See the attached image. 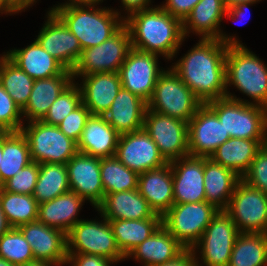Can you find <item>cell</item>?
<instances>
[{
	"label": "cell",
	"mask_w": 267,
	"mask_h": 266,
	"mask_svg": "<svg viewBox=\"0 0 267 266\" xmlns=\"http://www.w3.org/2000/svg\"><path fill=\"white\" fill-rule=\"evenodd\" d=\"M2 153L1 187L5 181L32 162L28 142L21 131L5 132L2 135Z\"/></svg>",
	"instance_id": "obj_34"
},
{
	"label": "cell",
	"mask_w": 267,
	"mask_h": 266,
	"mask_svg": "<svg viewBox=\"0 0 267 266\" xmlns=\"http://www.w3.org/2000/svg\"><path fill=\"white\" fill-rule=\"evenodd\" d=\"M133 49L172 59L184 41L183 23L161 6L135 12L124 18Z\"/></svg>",
	"instance_id": "obj_2"
},
{
	"label": "cell",
	"mask_w": 267,
	"mask_h": 266,
	"mask_svg": "<svg viewBox=\"0 0 267 266\" xmlns=\"http://www.w3.org/2000/svg\"><path fill=\"white\" fill-rule=\"evenodd\" d=\"M202 104L170 68L159 76L148 109L188 123Z\"/></svg>",
	"instance_id": "obj_6"
},
{
	"label": "cell",
	"mask_w": 267,
	"mask_h": 266,
	"mask_svg": "<svg viewBox=\"0 0 267 266\" xmlns=\"http://www.w3.org/2000/svg\"><path fill=\"white\" fill-rule=\"evenodd\" d=\"M225 212L240 233L267 234V194L240 180Z\"/></svg>",
	"instance_id": "obj_11"
},
{
	"label": "cell",
	"mask_w": 267,
	"mask_h": 266,
	"mask_svg": "<svg viewBox=\"0 0 267 266\" xmlns=\"http://www.w3.org/2000/svg\"><path fill=\"white\" fill-rule=\"evenodd\" d=\"M196 251L193 249H185L180 255L168 262L156 266H201L195 257Z\"/></svg>",
	"instance_id": "obj_48"
},
{
	"label": "cell",
	"mask_w": 267,
	"mask_h": 266,
	"mask_svg": "<svg viewBox=\"0 0 267 266\" xmlns=\"http://www.w3.org/2000/svg\"><path fill=\"white\" fill-rule=\"evenodd\" d=\"M119 136L104 116L91 115L77 142V150L98 158L112 157L115 156Z\"/></svg>",
	"instance_id": "obj_26"
},
{
	"label": "cell",
	"mask_w": 267,
	"mask_h": 266,
	"mask_svg": "<svg viewBox=\"0 0 267 266\" xmlns=\"http://www.w3.org/2000/svg\"><path fill=\"white\" fill-rule=\"evenodd\" d=\"M0 206L11 228L38 218V203L32 195L11 193L0 188Z\"/></svg>",
	"instance_id": "obj_38"
},
{
	"label": "cell",
	"mask_w": 267,
	"mask_h": 266,
	"mask_svg": "<svg viewBox=\"0 0 267 266\" xmlns=\"http://www.w3.org/2000/svg\"><path fill=\"white\" fill-rule=\"evenodd\" d=\"M2 136L0 137V163H1V160H2ZM0 188H1V172H0Z\"/></svg>",
	"instance_id": "obj_56"
},
{
	"label": "cell",
	"mask_w": 267,
	"mask_h": 266,
	"mask_svg": "<svg viewBox=\"0 0 267 266\" xmlns=\"http://www.w3.org/2000/svg\"><path fill=\"white\" fill-rule=\"evenodd\" d=\"M10 228L11 226L8 224L0 206V236L6 233Z\"/></svg>",
	"instance_id": "obj_52"
},
{
	"label": "cell",
	"mask_w": 267,
	"mask_h": 266,
	"mask_svg": "<svg viewBox=\"0 0 267 266\" xmlns=\"http://www.w3.org/2000/svg\"><path fill=\"white\" fill-rule=\"evenodd\" d=\"M157 56V54L145 53L132 48L118 72L122 88L129 90L147 103L153 96L159 76L165 71L159 69Z\"/></svg>",
	"instance_id": "obj_14"
},
{
	"label": "cell",
	"mask_w": 267,
	"mask_h": 266,
	"mask_svg": "<svg viewBox=\"0 0 267 266\" xmlns=\"http://www.w3.org/2000/svg\"><path fill=\"white\" fill-rule=\"evenodd\" d=\"M0 266H15V265L10 264V263L7 262L6 260L0 258Z\"/></svg>",
	"instance_id": "obj_57"
},
{
	"label": "cell",
	"mask_w": 267,
	"mask_h": 266,
	"mask_svg": "<svg viewBox=\"0 0 267 266\" xmlns=\"http://www.w3.org/2000/svg\"><path fill=\"white\" fill-rule=\"evenodd\" d=\"M82 103L91 115L103 116L122 88L119 73H96L81 76Z\"/></svg>",
	"instance_id": "obj_23"
},
{
	"label": "cell",
	"mask_w": 267,
	"mask_h": 266,
	"mask_svg": "<svg viewBox=\"0 0 267 266\" xmlns=\"http://www.w3.org/2000/svg\"><path fill=\"white\" fill-rule=\"evenodd\" d=\"M228 45L201 39L174 66L173 71L203 103L226 97L225 58Z\"/></svg>",
	"instance_id": "obj_1"
},
{
	"label": "cell",
	"mask_w": 267,
	"mask_h": 266,
	"mask_svg": "<svg viewBox=\"0 0 267 266\" xmlns=\"http://www.w3.org/2000/svg\"><path fill=\"white\" fill-rule=\"evenodd\" d=\"M57 266V264L49 263V262H44V261H38L34 260L32 262H28L26 264L20 265V266Z\"/></svg>",
	"instance_id": "obj_54"
},
{
	"label": "cell",
	"mask_w": 267,
	"mask_h": 266,
	"mask_svg": "<svg viewBox=\"0 0 267 266\" xmlns=\"http://www.w3.org/2000/svg\"><path fill=\"white\" fill-rule=\"evenodd\" d=\"M70 191L97 208L104 199L100 158L77 152L67 163Z\"/></svg>",
	"instance_id": "obj_18"
},
{
	"label": "cell",
	"mask_w": 267,
	"mask_h": 266,
	"mask_svg": "<svg viewBox=\"0 0 267 266\" xmlns=\"http://www.w3.org/2000/svg\"><path fill=\"white\" fill-rule=\"evenodd\" d=\"M166 4L161 7L173 17L180 19L182 22L191 13L194 6L200 0H166Z\"/></svg>",
	"instance_id": "obj_46"
},
{
	"label": "cell",
	"mask_w": 267,
	"mask_h": 266,
	"mask_svg": "<svg viewBox=\"0 0 267 266\" xmlns=\"http://www.w3.org/2000/svg\"><path fill=\"white\" fill-rule=\"evenodd\" d=\"M5 132L0 128V137L4 134Z\"/></svg>",
	"instance_id": "obj_59"
},
{
	"label": "cell",
	"mask_w": 267,
	"mask_h": 266,
	"mask_svg": "<svg viewBox=\"0 0 267 266\" xmlns=\"http://www.w3.org/2000/svg\"><path fill=\"white\" fill-rule=\"evenodd\" d=\"M20 131L28 142L31 160L38 164H66L78 152L77 143L58 126L32 121Z\"/></svg>",
	"instance_id": "obj_8"
},
{
	"label": "cell",
	"mask_w": 267,
	"mask_h": 266,
	"mask_svg": "<svg viewBox=\"0 0 267 266\" xmlns=\"http://www.w3.org/2000/svg\"><path fill=\"white\" fill-rule=\"evenodd\" d=\"M18 229L30 244L35 260L67 265L66 233L38 220L21 225Z\"/></svg>",
	"instance_id": "obj_19"
},
{
	"label": "cell",
	"mask_w": 267,
	"mask_h": 266,
	"mask_svg": "<svg viewBox=\"0 0 267 266\" xmlns=\"http://www.w3.org/2000/svg\"><path fill=\"white\" fill-rule=\"evenodd\" d=\"M138 191L154 213L162 217L174 204L170 163L139 174Z\"/></svg>",
	"instance_id": "obj_22"
},
{
	"label": "cell",
	"mask_w": 267,
	"mask_h": 266,
	"mask_svg": "<svg viewBox=\"0 0 267 266\" xmlns=\"http://www.w3.org/2000/svg\"><path fill=\"white\" fill-rule=\"evenodd\" d=\"M226 11L223 0H200L182 22L184 37L192 29L202 36L200 39H217L226 45H241L234 36L228 37L219 29Z\"/></svg>",
	"instance_id": "obj_21"
},
{
	"label": "cell",
	"mask_w": 267,
	"mask_h": 266,
	"mask_svg": "<svg viewBox=\"0 0 267 266\" xmlns=\"http://www.w3.org/2000/svg\"><path fill=\"white\" fill-rule=\"evenodd\" d=\"M90 116L89 110L81 103L57 126L67 137L77 143Z\"/></svg>",
	"instance_id": "obj_45"
},
{
	"label": "cell",
	"mask_w": 267,
	"mask_h": 266,
	"mask_svg": "<svg viewBox=\"0 0 267 266\" xmlns=\"http://www.w3.org/2000/svg\"><path fill=\"white\" fill-rule=\"evenodd\" d=\"M5 55L34 80L50 78L66 70L36 40L26 48L10 50Z\"/></svg>",
	"instance_id": "obj_29"
},
{
	"label": "cell",
	"mask_w": 267,
	"mask_h": 266,
	"mask_svg": "<svg viewBox=\"0 0 267 266\" xmlns=\"http://www.w3.org/2000/svg\"><path fill=\"white\" fill-rule=\"evenodd\" d=\"M226 87L230 84L267 108V67L245 46L228 45L225 58Z\"/></svg>",
	"instance_id": "obj_5"
},
{
	"label": "cell",
	"mask_w": 267,
	"mask_h": 266,
	"mask_svg": "<svg viewBox=\"0 0 267 266\" xmlns=\"http://www.w3.org/2000/svg\"><path fill=\"white\" fill-rule=\"evenodd\" d=\"M267 139H240L230 137L221 144L210 158L220 165L233 170L239 177L248 171L259 149Z\"/></svg>",
	"instance_id": "obj_31"
},
{
	"label": "cell",
	"mask_w": 267,
	"mask_h": 266,
	"mask_svg": "<svg viewBox=\"0 0 267 266\" xmlns=\"http://www.w3.org/2000/svg\"><path fill=\"white\" fill-rule=\"evenodd\" d=\"M174 204L206 201L204 157L185 156L170 162Z\"/></svg>",
	"instance_id": "obj_20"
},
{
	"label": "cell",
	"mask_w": 267,
	"mask_h": 266,
	"mask_svg": "<svg viewBox=\"0 0 267 266\" xmlns=\"http://www.w3.org/2000/svg\"><path fill=\"white\" fill-rule=\"evenodd\" d=\"M77 84L78 83L75 84L72 82L60 93L55 102L50 106L44 118L41 120L42 122L57 126L82 103L80 86Z\"/></svg>",
	"instance_id": "obj_41"
},
{
	"label": "cell",
	"mask_w": 267,
	"mask_h": 266,
	"mask_svg": "<svg viewBox=\"0 0 267 266\" xmlns=\"http://www.w3.org/2000/svg\"><path fill=\"white\" fill-rule=\"evenodd\" d=\"M251 4H254V2L253 3L244 2V3H239L235 6L229 7L227 8L225 15L231 18L232 20H236V18L238 19L239 17L241 16L243 17V15L246 14L249 8L248 6H250Z\"/></svg>",
	"instance_id": "obj_50"
},
{
	"label": "cell",
	"mask_w": 267,
	"mask_h": 266,
	"mask_svg": "<svg viewBox=\"0 0 267 266\" xmlns=\"http://www.w3.org/2000/svg\"><path fill=\"white\" fill-rule=\"evenodd\" d=\"M77 1H81V2H84V3H99L103 0H77Z\"/></svg>",
	"instance_id": "obj_58"
},
{
	"label": "cell",
	"mask_w": 267,
	"mask_h": 266,
	"mask_svg": "<svg viewBox=\"0 0 267 266\" xmlns=\"http://www.w3.org/2000/svg\"><path fill=\"white\" fill-rule=\"evenodd\" d=\"M185 249L186 248L161 225L146 240L131 250L126 258L134 256L133 258L136 260L144 261L145 266H156L174 259Z\"/></svg>",
	"instance_id": "obj_32"
},
{
	"label": "cell",
	"mask_w": 267,
	"mask_h": 266,
	"mask_svg": "<svg viewBox=\"0 0 267 266\" xmlns=\"http://www.w3.org/2000/svg\"><path fill=\"white\" fill-rule=\"evenodd\" d=\"M22 110L13 101L4 87L0 84V128L4 132H18L21 130Z\"/></svg>",
	"instance_id": "obj_43"
},
{
	"label": "cell",
	"mask_w": 267,
	"mask_h": 266,
	"mask_svg": "<svg viewBox=\"0 0 267 266\" xmlns=\"http://www.w3.org/2000/svg\"><path fill=\"white\" fill-rule=\"evenodd\" d=\"M82 203L84 200L78 194L69 191L50 201L38 204L37 220L67 234L80 221L76 215Z\"/></svg>",
	"instance_id": "obj_30"
},
{
	"label": "cell",
	"mask_w": 267,
	"mask_h": 266,
	"mask_svg": "<svg viewBox=\"0 0 267 266\" xmlns=\"http://www.w3.org/2000/svg\"><path fill=\"white\" fill-rule=\"evenodd\" d=\"M241 180L233 170L204 157V190L206 201L225 211L237 183Z\"/></svg>",
	"instance_id": "obj_28"
},
{
	"label": "cell",
	"mask_w": 267,
	"mask_h": 266,
	"mask_svg": "<svg viewBox=\"0 0 267 266\" xmlns=\"http://www.w3.org/2000/svg\"><path fill=\"white\" fill-rule=\"evenodd\" d=\"M1 11L7 14V0H0V12Z\"/></svg>",
	"instance_id": "obj_55"
},
{
	"label": "cell",
	"mask_w": 267,
	"mask_h": 266,
	"mask_svg": "<svg viewBox=\"0 0 267 266\" xmlns=\"http://www.w3.org/2000/svg\"><path fill=\"white\" fill-rule=\"evenodd\" d=\"M241 180L267 194V144L259 149Z\"/></svg>",
	"instance_id": "obj_44"
},
{
	"label": "cell",
	"mask_w": 267,
	"mask_h": 266,
	"mask_svg": "<svg viewBox=\"0 0 267 266\" xmlns=\"http://www.w3.org/2000/svg\"><path fill=\"white\" fill-rule=\"evenodd\" d=\"M103 220L100 223L80 219L66 234L67 254L99 255L115 263L125 259L109 221L104 217Z\"/></svg>",
	"instance_id": "obj_10"
},
{
	"label": "cell",
	"mask_w": 267,
	"mask_h": 266,
	"mask_svg": "<svg viewBox=\"0 0 267 266\" xmlns=\"http://www.w3.org/2000/svg\"><path fill=\"white\" fill-rule=\"evenodd\" d=\"M239 234L231 217L225 211H218L193 250L197 247L201 250V260L206 266H228Z\"/></svg>",
	"instance_id": "obj_13"
},
{
	"label": "cell",
	"mask_w": 267,
	"mask_h": 266,
	"mask_svg": "<svg viewBox=\"0 0 267 266\" xmlns=\"http://www.w3.org/2000/svg\"><path fill=\"white\" fill-rule=\"evenodd\" d=\"M223 1H224L225 6L227 8H229V7L235 6V5L239 4V3H244V2H251V3L254 2V3H256L259 0H223Z\"/></svg>",
	"instance_id": "obj_53"
},
{
	"label": "cell",
	"mask_w": 267,
	"mask_h": 266,
	"mask_svg": "<svg viewBox=\"0 0 267 266\" xmlns=\"http://www.w3.org/2000/svg\"><path fill=\"white\" fill-rule=\"evenodd\" d=\"M150 0H121L125 10H127L128 16L135 12H139L148 9Z\"/></svg>",
	"instance_id": "obj_49"
},
{
	"label": "cell",
	"mask_w": 267,
	"mask_h": 266,
	"mask_svg": "<svg viewBox=\"0 0 267 266\" xmlns=\"http://www.w3.org/2000/svg\"><path fill=\"white\" fill-rule=\"evenodd\" d=\"M0 258L15 266L35 260L30 244L18 228H10L0 236Z\"/></svg>",
	"instance_id": "obj_40"
},
{
	"label": "cell",
	"mask_w": 267,
	"mask_h": 266,
	"mask_svg": "<svg viewBox=\"0 0 267 266\" xmlns=\"http://www.w3.org/2000/svg\"><path fill=\"white\" fill-rule=\"evenodd\" d=\"M228 266H267V234L240 233Z\"/></svg>",
	"instance_id": "obj_35"
},
{
	"label": "cell",
	"mask_w": 267,
	"mask_h": 266,
	"mask_svg": "<svg viewBox=\"0 0 267 266\" xmlns=\"http://www.w3.org/2000/svg\"><path fill=\"white\" fill-rule=\"evenodd\" d=\"M69 191L66 164H39L38 180L32 194L38 204L50 201Z\"/></svg>",
	"instance_id": "obj_36"
},
{
	"label": "cell",
	"mask_w": 267,
	"mask_h": 266,
	"mask_svg": "<svg viewBox=\"0 0 267 266\" xmlns=\"http://www.w3.org/2000/svg\"><path fill=\"white\" fill-rule=\"evenodd\" d=\"M230 138L216 113L202 104L188 122L189 155L210 158Z\"/></svg>",
	"instance_id": "obj_15"
},
{
	"label": "cell",
	"mask_w": 267,
	"mask_h": 266,
	"mask_svg": "<svg viewBox=\"0 0 267 266\" xmlns=\"http://www.w3.org/2000/svg\"><path fill=\"white\" fill-rule=\"evenodd\" d=\"M132 49L130 32L124 24L114 35L98 46L83 49L71 73L85 76L96 73H118Z\"/></svg>",
	"instance_id": "obj_9"
},
{
	"label": "cell",
	"mask_w": 267,
	"mask_h": 266,
	"mask_svg": "<svg viewBox=\"0 0 267 266\" xmlns=\"http://www.w3.org/2000/svg\"><path fill=\"white\" fill-rule=\"evenodd\" d=\"M218 211L207 201L173 204L162 225L184 248L193 249Z\"/></svg>",
	"instance_id": "obj_7"
},
{
	"label": "cell",
	"mask_w": 267,
	"mask_h": 266,
	"mask_svg": "<svg viewBox=\"0 0 267 266\" xmlns=\"http://www.w3.org/2000/svg\"><path fill=\"white\" fill-rule=\"evenodd\" d=\"M69 1L53 7L51 11L79 40L82 50L98 46L124 25V19L119 18L118 11L106 7L94 9L97 3Z\"/></svg>",
	"instance_id": "obj_3"
},
{
	"label": "cell",
	"mask_w": 267,
	"mask_h": 266,
	"mask_svg": "<svg viewBox=\"0 0 267 266\" xmlns=\"http://www.w3.org/2000/svg\"><path fill=\"white\" fill-rule=\"evenodd\" d=\"M47 18L35 40L66 69L72 71L82 51L79 40L51 10Z\"/></svg>",
	"instance_id": "obj_17"
},
{
	"label": "cell",
	"mask_w": 267,
	"mask_h": 266,
	"mask_svg": "<svg viewBox=\"0 0 267 266\" xmlns=\"http://www.w3.org/2000/svg\"><path fill=\"white\" fill-rule=\"evenodd\" d=\"M104 195L138 189L139 174L127 168L115 156L100 158Z\"/></svg>",
	"instance_id": "obj_39"
},
{
	"label": "cell",
	"mask_w": 267,
	"mask_h": 266,
	"mask_svg": "<svg viewBox=\"0 0 267 266\" xmlns=\"http://www.w3.org/2000/svg\"><path fill=\"white\" fill-rule=\"evenodd\" d=\"M34 81L5 54L0 57V84L21 110L27 105Z\"/></svg>",
	"instance_id": "obj_37"
},
{
	"label": "cell",
	"mask_w": 267,
	"mask_h": 266,
	"mask_svg": "<svg viewBox=\"0 0 267 266\" xmlns=\"http://www.w3.org/2000/svg\"><path fill=\"white\" fill-rule=\"evenodd\" d=\"M148 103L129 90L121 88L109 110L103 115L120 134L143 129Z\"/></svg>",
	"instance_id": "obj_24"
},
{
	"label": "cell",
	"mask_w": 267,
	"mask_h": 266,
	"mask_svg": "<svg viewBox=\"0 0 267 266\" xmlns=\"http://www.w3.org/2000/svg\"><path fill=\"white\" fill-rule=\"evenodd\" d=\"M108 221L113 230L117 245L125 256L162 225V218Z\"/></svg>",
	"instance_id": "obj_33"
},
{
	"label": "cell",
	"mask_w": 267,
	"mask_h": 266,
	"mask_svg": "<svg viewBox=\"0 0 267 266\" xmlns=\"http://www.w3.org/2000/svg\"><path fill=\"white\" fill-rule=\"evenodd\" d=\"M72 82V73L68 69L50 78L35 80L22 114L28 118L29 122L41 121L60 93Z\"/></svg>",
	"instance_id": "obj_27"
},
{
	"label": "cell",
	"mask_w": 267,
	"mask_h": 266,
	"mask_svg": "<svg viewBox=\"0 0 267 266\" xmlns=\"http://www.w3.org/2000/svg\"><path fill=\"white\" fill-rule=\"evenodd\" d=\"M39 164L32 161L21 169L14 177L5 181L2 189L11 193L32 195L38 180Z\"/></svg>",
	"instance_id": "obj_42"
},
{
	"label": "cell",
	"mask_w": 267,
	"mask_h": 266,
	"mask_svg": "<svg viewBox=\"0 0 267 266\" xmlns=\"http://www.w3.org/2000/svg\"><path fill=\"white\" fill-rule=\"evenodd\" d=\"M115 157L138 174L167 164L144 129L120 135Z\"/></svg>",
	"instance_id": "obj_16"
},
{
	"label": "cell",
	"mask_w": 267,
	"mask_h": 266,
	"mask_svg": "<svg viewBox=\"0 0 267 266\" xmlns=\"http://www.w3.org/2000/svg\"><path fill=\"white\" fill-rule=\"evenodd\" d=\"M107 220H142L162 218L154 213L138 189L105 194L96 208Z\"/></svg>",
	"instance_id": "obj_25"
},
{
	"label": "cell",
	"mask_w": 267,
	"mask_h": 266,
	"mask_svg": "<svg viewBox=\"0 0 267 266\" xmlns=\"http://www.w3.org/2000/svg\"><path fill=\"white\" fill-rule=\"evenodd\" d=\"M227 92L226 97L206 104L216 113L232 138L267 139V108Z\"/></svg>",
	"instance_id": "obj_4"
},
{
	"label": "cell",
	"mask_w": 267,
	"mask_h": 266,
	"mask_svg": "<svg viewBox=\"0 0 267 266\" xmlns=\"http://www.w3.org/2000/svg\"><path fill=\"white\" fill-rule=\"evenodd\" d=\"M35 0H7V13H18L27 9Z\"/></svg>",
	"instance_id": "obj_51"
},
{
	"label": "cell",
	"mask_w": 267,
	"mask_h": 266,
	"mask_svg": "<svg viewBox=\"0 0 267 266\" xmlns=\"http://www.w3.org/2000/svg\"><path fill=\"white\" fill-rule=\"evenodd\" d=\"M143 129L167 163L189 155L188 123L147 108Z\"/></svg>",
	"instance_id": "obj_12"
},
{
	"label": "cell",
	"mask_w": 267,
	"mask_h": 266,
	"mask_svg": "<svg viewBox=\"0 0 267 266\" xmlns=\"http://www.w3.org/2000/svg\"><path fill=\"white\" fill-rule=\"evenodd\" d=\"M67 264L72 263V266H110L115 261L99 255L88 254H67Z\"/></svg>",
	"instance_id": "obj_47"
}]
</instances>
